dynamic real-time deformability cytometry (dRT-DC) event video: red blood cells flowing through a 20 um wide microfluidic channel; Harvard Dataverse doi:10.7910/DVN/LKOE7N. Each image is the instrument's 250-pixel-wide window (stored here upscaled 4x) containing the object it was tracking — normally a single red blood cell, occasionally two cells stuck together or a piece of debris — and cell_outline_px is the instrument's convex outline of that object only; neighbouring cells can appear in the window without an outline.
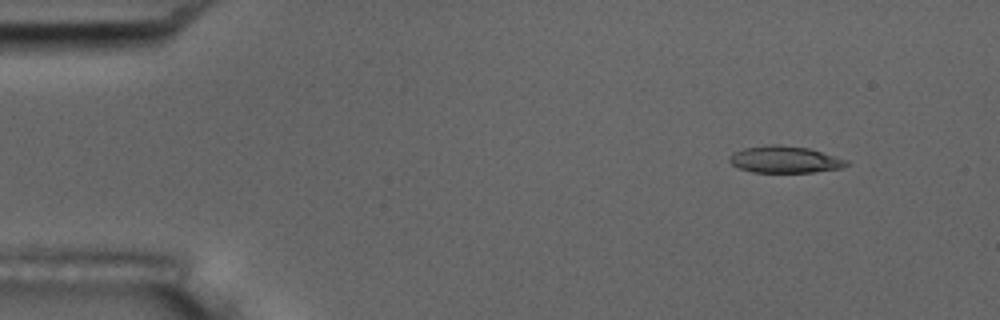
{"species": "common noctule bat (a hibernating species)", "species_latin": "Nyctalus noctula", "temperature_condition": "room temperature", "stored_images_in_passage": 4, "camera_frame_rate_fps": 3000, "um_per_image_px": 0.085, "animal": {"sex": "male", "body_mass_g": 17.5, "forearm_length_mm": 52.3}, "frame": {"image": 1, "passage_image": 1, "time_ms": 0.0, "image_size_px": [1000, 320], "cell_outline_px": [[852, 164], [840, 168], [812, 172], [752, 172], [740, 168], [732, 164], [728, 160], [728, 156], [744, 148], [772, 144], [776, 144], [808, 148], [836, 156], [848, 160]], "centroid_in_image_um": [66.73, 13.56], "position_along_channel_um": 18.3, "area_um2": 18.21}}
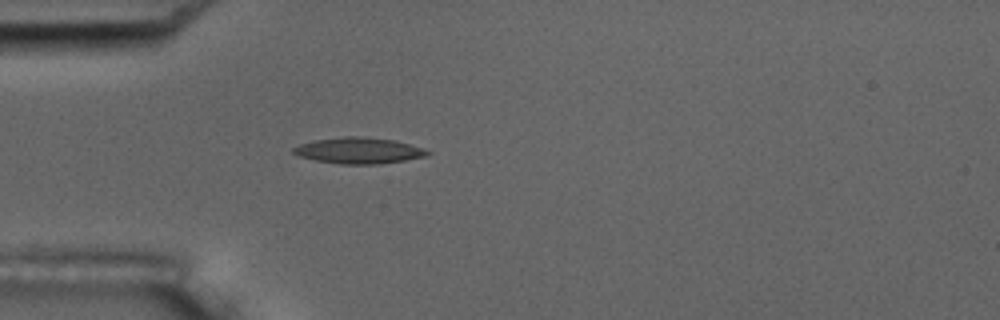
{"frame": {"image": 2, "passage_image": 4, "time_ms": 3.333, "image_size_px": [1000, 320], "cell_outline_px": [[432, 152], [428, 156], [380, 164], [340, 164], [316, 160], [296, 156], [292, 152], [292, 148], [300, 144], [312, 140], [344, 136], [364, 136], [396, 140], [424, 148]], "centroid_in_image_um": [30.5, 12.79], "position_along_channel_um": 54.5, "area_um2": 20.69}}